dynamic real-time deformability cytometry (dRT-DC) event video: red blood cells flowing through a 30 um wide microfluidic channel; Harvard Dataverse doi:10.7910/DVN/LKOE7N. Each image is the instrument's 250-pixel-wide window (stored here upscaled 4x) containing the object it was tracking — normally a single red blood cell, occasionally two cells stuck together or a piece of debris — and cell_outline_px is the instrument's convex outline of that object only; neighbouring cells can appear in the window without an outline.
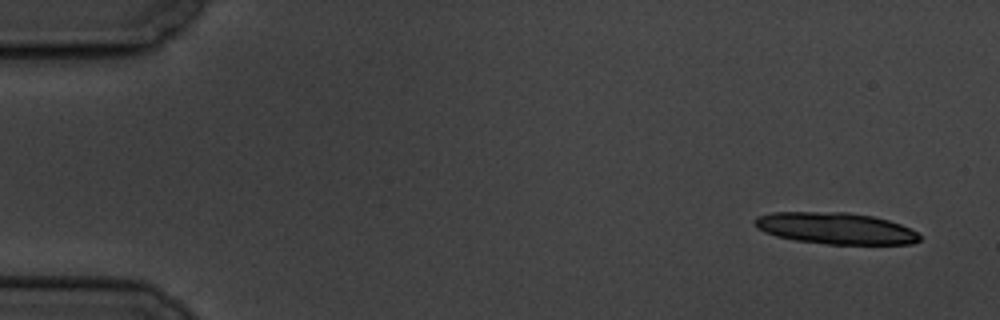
{"species": "common noctule bat (a hibernating species)", "species_latin": "Nyctalus noctula", "temperature_condition": "cold", "stored_images_in_passage": 5, "camera_frame_rate_fps": 3000, "um_per_image_px": 0.085, "animal": {"sex": "male", "body_mass_g": 19.5, "forearm_length_mm": 54.6}, "frame": {"image": 1, "passage_image": 1, "time_ms": 0.0, "image_size_px": [1000, 320], "cell_outline_px": [[920, 240], [912, 244], [828, 244], [796, 240], [776, 236], [764, 232], [756, 228], [752, 220], [756, 216], [772, 212], [848, 212], [872, 216], [888, 220], [900, 224], [916, 232], [920, 236]], "centroid_in_image_um": [70.97, 19.4], "position_along_channel_um": 14.0, "area_um2": 30.35}}
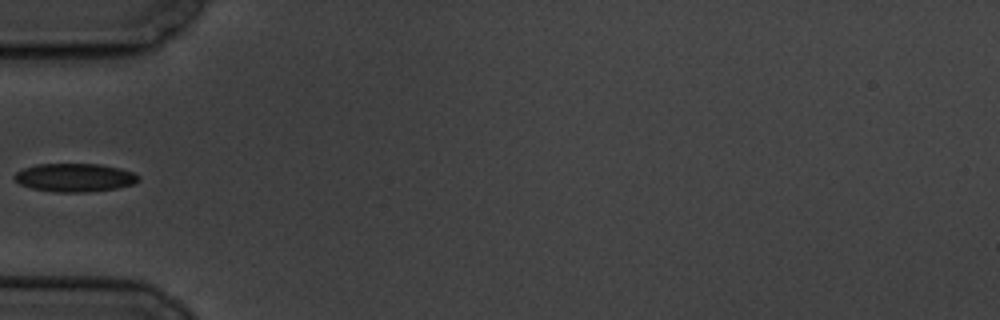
{"frame": {"image": 2, "passage_image": 5, "time_ms": 5.667, "image_size_px": [1000, 320], "cell_outline_px": [[140, 180], [136, 184], [116, 188], [88, 192], [56, 192], [32, 188], [20, 184], [12, 176], [16, 172], [24, 168], [36, 164], [100, 164], [120, 168], [132, 172], [140, 176]], "centroid_in_image_um": [6.38, 15.09], "position_along_channel_um": 78.6, "area_um2": 20.58}}